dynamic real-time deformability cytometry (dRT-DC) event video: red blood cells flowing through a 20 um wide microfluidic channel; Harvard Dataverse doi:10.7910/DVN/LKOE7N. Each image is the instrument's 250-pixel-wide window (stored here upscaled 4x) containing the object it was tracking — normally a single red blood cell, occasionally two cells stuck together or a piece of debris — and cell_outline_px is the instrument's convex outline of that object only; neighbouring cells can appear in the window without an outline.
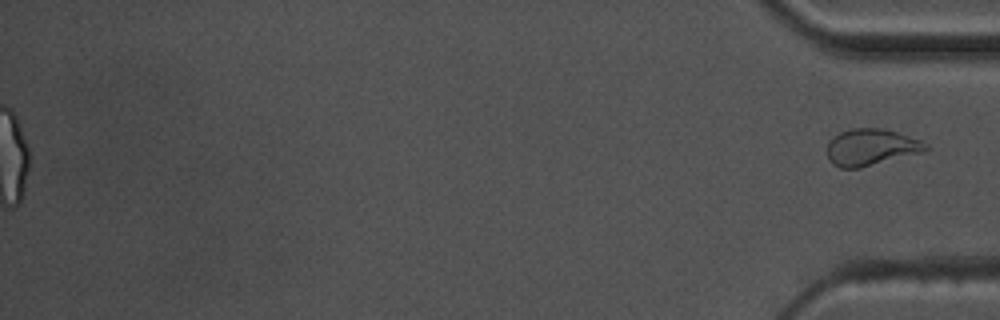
{"species": "common noctule bat (a hibernating species)", "species_latin": "Nyctalus noctula", "temperature_condition": "warm", "stored_images_in_passage": 59, "segment_of_instrument_passage": [2, 2], "camera_frame_rate_fps": 3000, "um_per_image_px": 0.085, "animal": {"sex": "male", "body_mass_g": 17.5, "forearm_length_mm": 52.3}, "frame": {"image": 1, "passage_image": 59, "time_ms": 19.333, "image_size_px": [1000, 320], "cell_outline_px": [[928, 152], [860, 168], [840, 168], [832, 164], [828, 160], [828, 144], [840, 132], [852, 128], [880, 128], [896, 132], [920, 140], [928, 144]], "centroid_in_image_um": [74.09, 12.54], "position_along_channel_um": 361.1, "area_um2": 21.21}}